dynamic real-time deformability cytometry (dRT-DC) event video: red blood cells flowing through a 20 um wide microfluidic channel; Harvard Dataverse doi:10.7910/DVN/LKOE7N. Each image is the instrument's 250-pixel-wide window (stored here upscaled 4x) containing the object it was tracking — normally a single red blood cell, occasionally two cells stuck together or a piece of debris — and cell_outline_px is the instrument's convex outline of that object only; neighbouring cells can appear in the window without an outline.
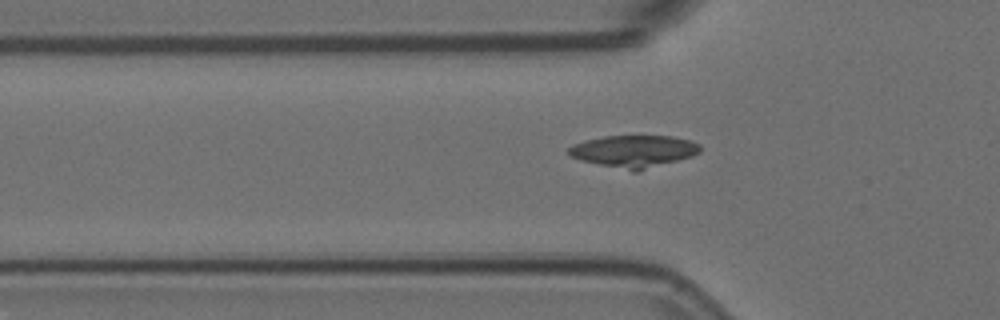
{"species": "Egyptian fruit bat (a non-hibernating species)", "species_latin": "Rousettus aegyptiacus", "temperature_condition": "room temperature", "stored_images_in_passage": 25, "camera_frame_rate_fps": 3000, "um_per_image_px": 0.085, "animal": {"sex": "female"}, "frame": {"image": 1, "passage_image": 8, "time_ms": 2.333, "image_size_px": [1000, 320], "cell_outline_px": [[700, 152], [692, 156], [636, 172], [632, 172], [584, 160], [572, 156], [568, 152], [568, 148], [572, 144], [584, 140], [604, 136], [672, 136], [692, 140], [700, 144]], "centroid_in_image_um": [53.91, 12.84], "position_along_channel_um": 71.9, "area_um2": 24.51}}
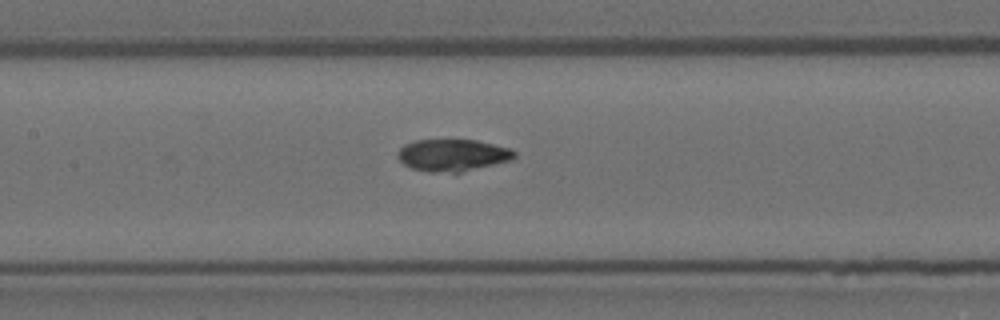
{"frame": {"image": 2, "passage_image": 16, "time_ms": 5.0, "image_size_px": [1000, 320], "cell_outline_px": [[516, 156], [512, 160], [460, 172], [428, 172], [412, 168], [404, 164], [396, 156], [400, 148], [404, 144], [416, 140], [476, 140], [512, 148], [516, 152]], "centroid_in_image_um": [38.49, 13.18], "position_along_channel_um": 168.9, "area_um2": 21.79}}
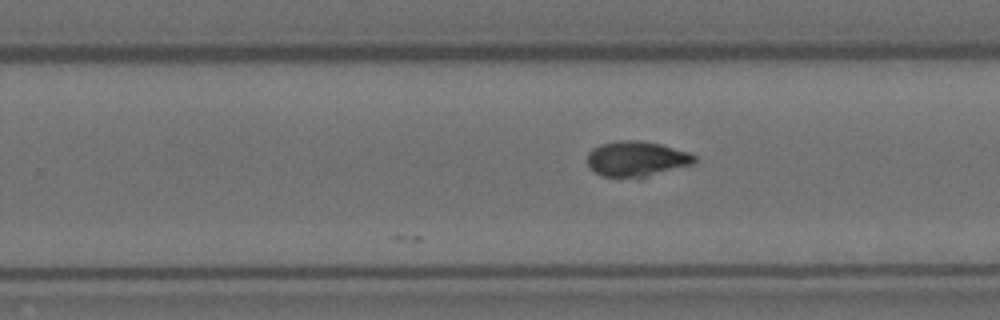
{"frame": {"image": 3, "passage_image": 25, "time_ms": 8.0, "image_size_px": [1000, 320], "cell_outline_px": [[696, 160], [692, 164], [640, 180], [600, 176], [588, 164], [588, 152], [592, 148], [600, 144], [616, 140], [640, 140], [660, 144], [688, 152], [696, 156]], "centroid_in_image_um": [54.1, 13.53], "position_along_channel_um": 275.7, "area_um2": 22.66}}